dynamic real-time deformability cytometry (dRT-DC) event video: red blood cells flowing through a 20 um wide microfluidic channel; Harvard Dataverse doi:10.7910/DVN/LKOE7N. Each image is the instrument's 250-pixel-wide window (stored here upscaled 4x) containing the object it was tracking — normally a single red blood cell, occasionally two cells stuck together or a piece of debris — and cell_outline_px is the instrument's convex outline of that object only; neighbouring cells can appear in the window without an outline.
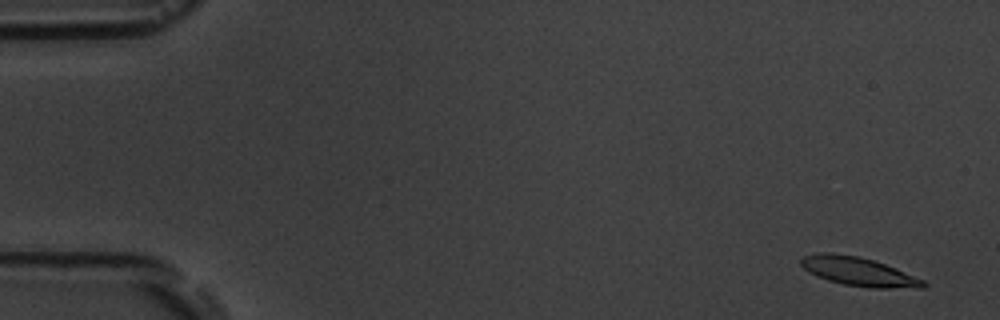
{"species": "common noctule bat (a hibernating species)", "species_latin": "Nyctalus noctula", "temperature_condition": "room temperature", "stored_images_in_passage": 5, "camera_frame_rate_fps": 3000, "um_per_image_px": 0.085, "animal": {"sex": "male", "body_mass_g": 19.5, "forearm_length_mm": 54.6}, "frame": {"image": 1, "passage_image": 1, "time_ms": 0.0, "image_size_px": [1000, 320], "cell_outline_px": [[928, 284], [924, 288], [868, 288], [844, 284], [828, 280], [816, 276], [808, 272], [800, 264], [800, 256], [820, 252], [832, 252], [860, 256], [884, 264], [924, 280]], "centroid_in_image_um": [72.93, 23.07], "position_along_channel_um": 12.1, "area_um2": 20.63}}
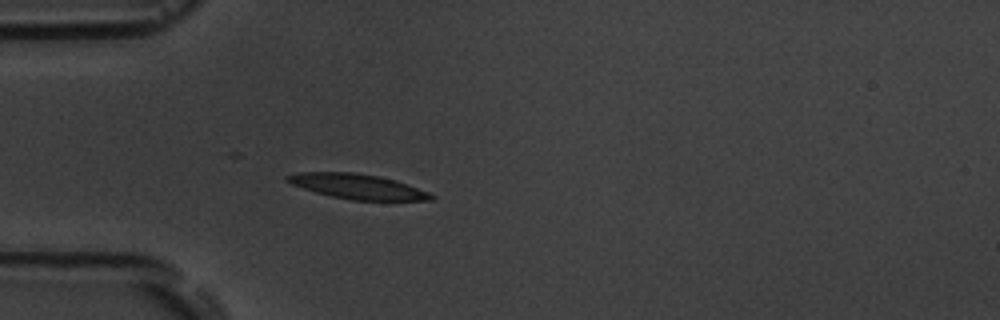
{"frame": {"image": 2, "passage_image": 5, "time_ms": 4.667, "image_size_px": [1000, 320], "cell_outline_px": [[436, 200], [352, 200], [332, 196], [316, 192], [292, 184], [284, 180], [284, 176], [296, 172], [352, 172], [376, 176], [396, 180], [428, 192], [436, 196]], "centroid_in_image_um": [30.37, 15.84], "position_along_channel_um": 54.6, "area_um2": 20.75}}